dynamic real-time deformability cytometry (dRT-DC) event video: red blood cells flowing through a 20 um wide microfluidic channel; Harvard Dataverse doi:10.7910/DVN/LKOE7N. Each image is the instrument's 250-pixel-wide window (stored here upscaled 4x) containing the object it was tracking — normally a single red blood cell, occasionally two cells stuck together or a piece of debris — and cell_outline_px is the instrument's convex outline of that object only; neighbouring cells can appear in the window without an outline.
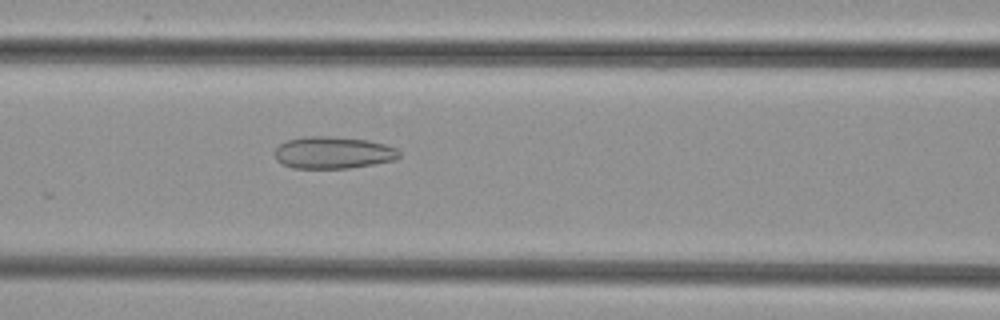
{"species": "common noctule bat (a hibernating species)", "species_latin": "Nyctalus noctula", "temperature_condition": "cold", "stored_images_in_passage": 33, "camera_frame_rate_fps": 3000, "um_per_image_px": 0.085, "animal": {"sex": "female", "body_mass_g": 29.2, "forearm_length_mm": 56.3}, "frame": {"image": 1, "passage_image": 9, "time_ms": 2.667, "image_size_px": [1000, 320], "cell_outline_px": [[400, 156], [396, 160], [348, 168], [292, 168], [276, 160], [276, 148], [280, 144], [288, 140], [304, 136], [332, 136], [368, 140], [384, 144], [396, 148], [400, 152]], "centroid_in_image_um": [28.33, 12.97], "position_along_channel_um": 138.3, "area_um2": 23.18}}
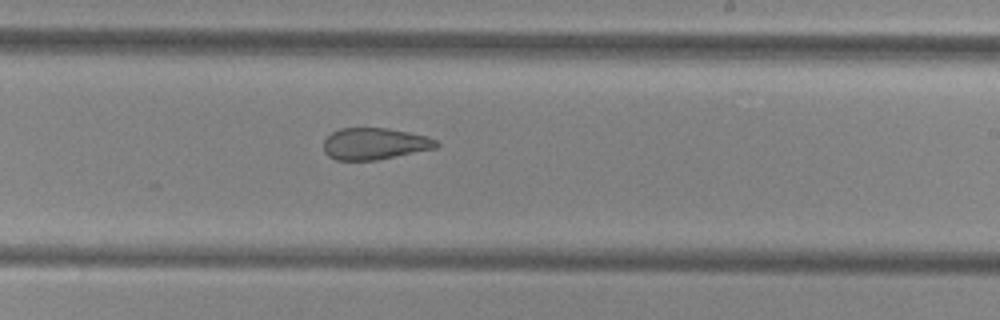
{"frame": {"image": 2, "passage_image": 18, "time_ms": 5.667, "image_size_px": [1000, 320], "cell_outline_px": [[440, 144], [436, 148], [376, 160], [336, 160], [328, 156], [324, 152], [324, 140], [332, 132], [340, 128], [388, 128], [428, 136], [436, 140]], "centroid_in_image_um": [31.84, 12.21], "position_along_channel_um": 257.2, "area_um2": 20.81}}
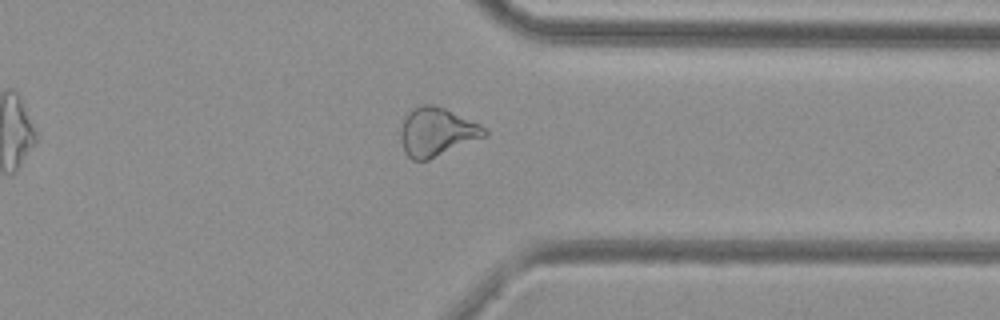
{"frame": {"image": 3, "passage_image": 27, "time_ms": 8.667, "image_size_px": [1000, 320], "cell_outline_px": [[488, 136], [428, 160], [412, 160], [404, 152], [400, 136], [400, 128], [404, 116], [412, 108], [420, 104], [436, 104], [480, 124], [488, 132]], "centroid_in_image_um": [37.11, 11.2], "position_along_channel_um": 374.3, "area_um2": 24.04}}